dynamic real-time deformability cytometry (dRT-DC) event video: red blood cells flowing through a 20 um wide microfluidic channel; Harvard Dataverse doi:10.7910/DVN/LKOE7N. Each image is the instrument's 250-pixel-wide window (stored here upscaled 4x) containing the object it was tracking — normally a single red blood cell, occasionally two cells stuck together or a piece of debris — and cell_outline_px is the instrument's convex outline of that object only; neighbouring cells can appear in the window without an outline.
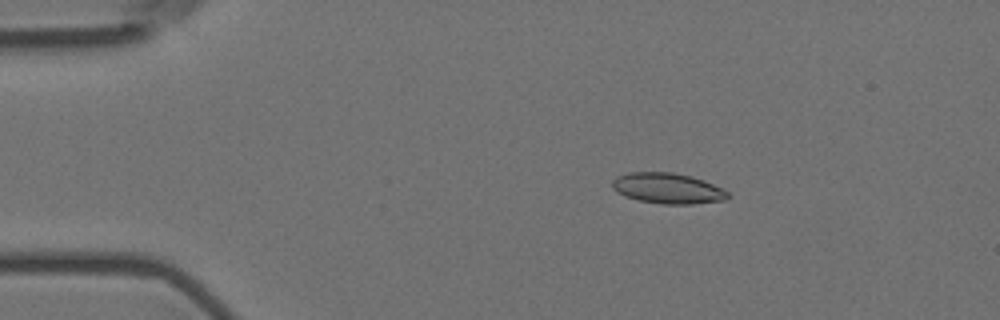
{"species": "Egyptian fruit bat (a non-hibernating species)", "species_latin": "Rousettus aegyptiacus", "temperature_condition": "room temperature", "stored_images_in_passage": 49, "camera_frame_rate_fps": 3000, "um_per_image_px": 0.085, "animal": {"sex": "female"}, "frame": {"image": 1, "passage_image": 2, "time_ms": 0.333, "image_size_px": [1000, 320], "cell_outline_px": [[732, 196], [724, 200], [692, 204], [660, 204], [640, 200], [624, 196], [616, 192], [612, 188], [612, 180], [616, 176], [628, 172], [672, 172], [692, 176], [704, 180], [728, 192]], "centroid_in_image_um": [56.73, 16.0], "position_along_channel_um": 28.3, "area_um2": 20.75}}
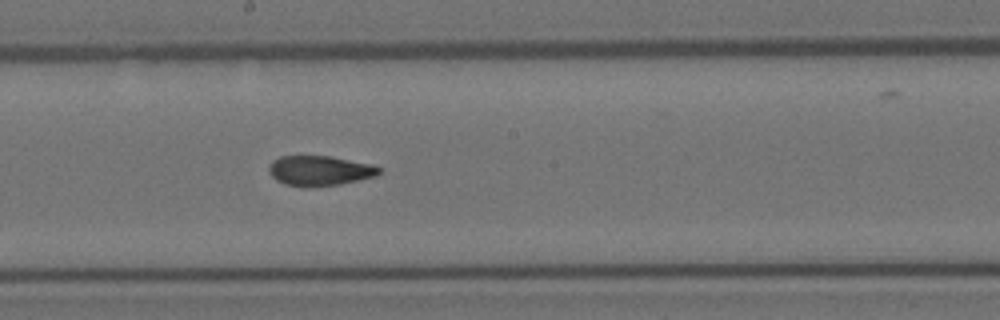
{"frame": {"image": 2, "passage_image": 23, "time_ms": 7.333, "image_size_px": [1000, 320], "cell_outline_px": [[380, 172], [376, 176], [340, 184], [284, 184], [276, 180], [268, 172], [268, 164], [272, 160], [280, 156], [328, 156], [372, 164], [380, 168]], "centroid_in_image_um": [27.15, 14.46], "position_along_channel_um": 221.0, "area_um2": 18.61}}
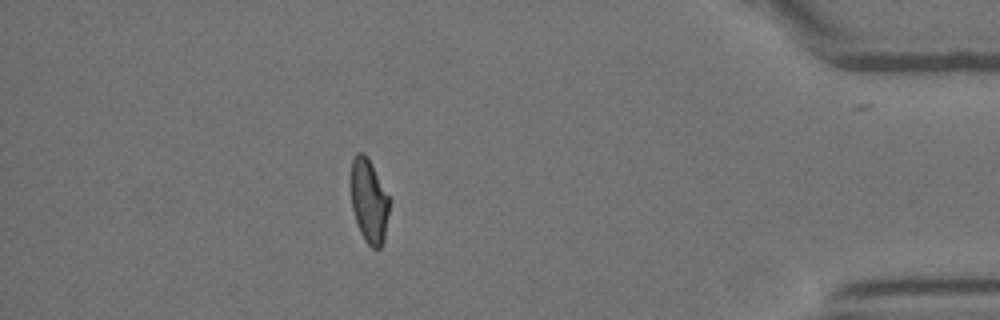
{"frame": {"image": 3, "passage_image": 42, "time_ms": 13.667, "image_size_px": [1000, 320], "cell_outline_px": [[388, 212], [384, 240], [380, 248], [372, 248], [364, 240], [360, 232], [352, 208], [352, 160], [360, 152], [364, 152], [368, 156], [388, 196]], "centroid_in_image_um": [31.36, 17.1], "position_along_channel_um": 403.8, "area_um2": 18.26}, "authors_computed_cell_mechanics": {"area_um2": 19.7098, "velocity_mm_per_s": 3.5948, "shape_relaxation_time_tau1_ms": null, "shape_relaxation_time_tau2_ms": 1.7994, "deformation_change_tau1": null, "deformation_change_tau2": 0.0746}}